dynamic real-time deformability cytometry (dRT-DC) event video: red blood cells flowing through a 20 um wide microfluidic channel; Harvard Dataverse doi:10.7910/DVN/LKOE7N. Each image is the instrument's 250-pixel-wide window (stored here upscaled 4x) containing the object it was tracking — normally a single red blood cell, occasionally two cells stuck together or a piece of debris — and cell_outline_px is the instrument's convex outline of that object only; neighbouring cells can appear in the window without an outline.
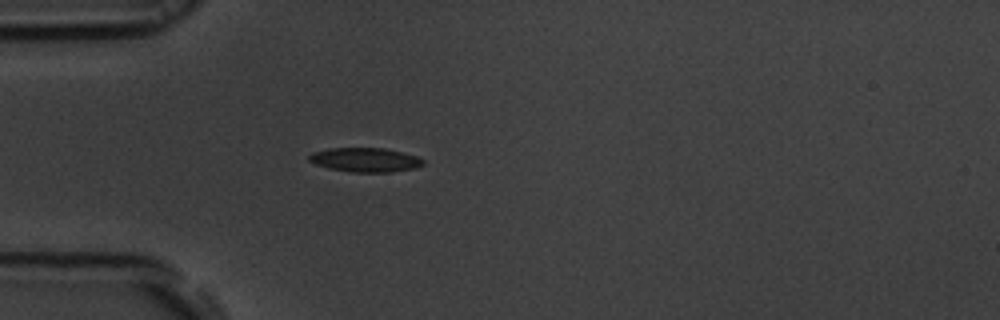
{"species": "common noctule bat (a hibernating species)", "species_latin": "Nyctalus noctula", "temperature_condition": "room temperature", "stored_images_in_passage": 39, "camera_frame_rate_fps": 3000, "um_per_image_px": 0.085, "animal": {"sex": "male", "body_mass_g": 19.5, "forearm_length_mm": 54.6}, "frame": {"image": 1, "passage_image": 1, "time_ms": 0.0, "image_size_px": [1000, 320], "cell_outline_px": [[424, 164], [416, 168], [392, 172], [352, 172], [328, 168], [316, 164], [308, 160], [308, 156], [312, 152], [328, 148], [384, 148], [416, 156], [424, 160]], "centroid_in_image_um": [31.03, 13.59], "position_along_channel_um": 54.0, "area_um2": 16.07}}
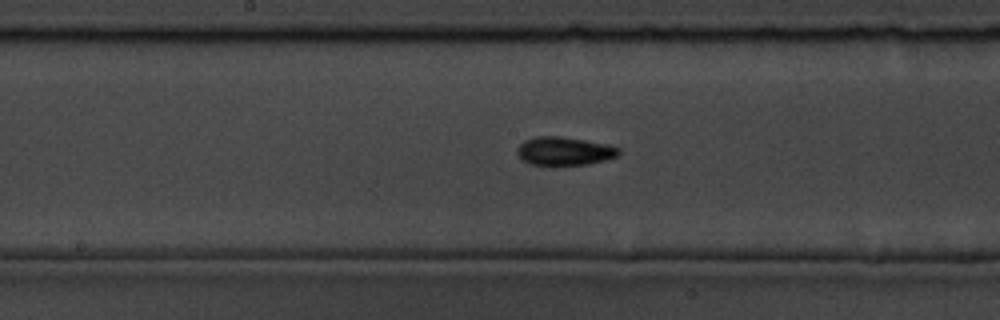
{"frame": {"image": 2, "passage_image": 13, "time_ms": 4.0, "image_size_px": [1000, 320], "cell_outline_px": [[620, 152], [616, 156], [604, 160], [588, 164], [548, 168], [528, 164], [516, 152], [516, 148], [524, 140], [536, 136], [560, 136], [584, 140], [604, 144], [620, 148]], "centroid_in_image_um": [47.89, 12.89], "position_along_channel_um": 200.3, "area_um2": 17.34}}
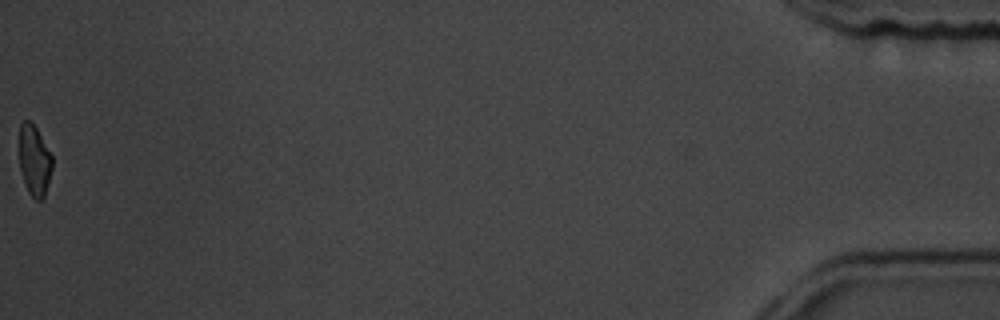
{"frame": {"image": 3, "passage_image": 39, "time_ms": 12.667, "image_size_px": [1000, 320], "cell_outline_px": [[52, 168], [44, 196], [40, 200], [36, 200], [28, 192], [24, 184], [20, 168], [20, 124], [24, 120], [32, 120], [52, 156]], "centroid_in_image_um": [2.92, 13.62], "position_along_channel_um": 432.3, "area_um2": 13.47}, "authors_computed_cell_mechanics": {"area_um2": 15.317, "velocity_mm_per_s": 3.8562, "shape_relaxation_time_tau1_ms": 3.1356, "shape_relaxation_time_tau2_ms": null, "deformation_change_tau1": 0.1036, "deformation_change_tau2": null}}